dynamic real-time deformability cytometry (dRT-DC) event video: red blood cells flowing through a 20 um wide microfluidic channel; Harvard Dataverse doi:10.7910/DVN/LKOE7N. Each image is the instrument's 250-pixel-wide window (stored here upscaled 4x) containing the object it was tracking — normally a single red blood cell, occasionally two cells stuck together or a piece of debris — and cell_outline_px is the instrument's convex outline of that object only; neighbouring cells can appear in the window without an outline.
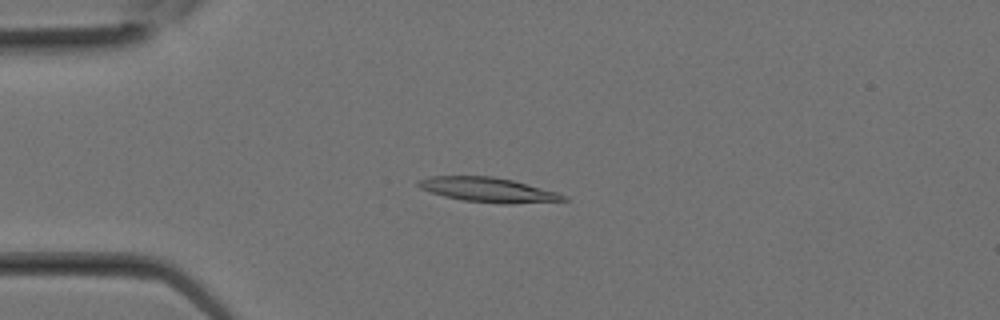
{"species": "Egyptian fruit bat (a non-hibernating species)", "species_latin": "Rousettus aegyptiacus", "temperature_condition": "room temperature", "stored_images_in_passage": 10, "camera_frame_rate_fps": 3000, "um_per_image_px": 0.085, "animal": {"sex": "female"}, "frame": {"image": 1, "passage_image": 7, "time_ms": 2.0, "image_size_px": [1000, 320], "cell_outline_px": [[568, 200], [512, 204], [500, 204], [460, 200], [444, 196], [420, 188], [416, 184], [416, 180], [432, 176], [492, 176], [512, 180], [528, 184], [556, 192], [568, 196]], "centroid_in_image_um": [41.48, 16.14], "position_along_channel_um": 43.5, "area_um2": 20.87}}
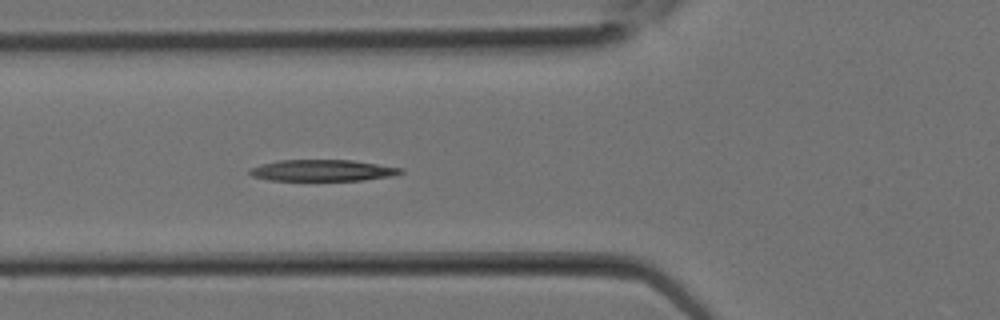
{"frame": {"image": 2, "passage_image": 10, "time_ms": 3.0, "image_size_px": [1000, 320], "cell_outline_px": [[404, 172], [392, 176], [360, 180], [268, 180], [252, 176], [248, 172], [248, 168], [280, 160], [352, 160], [404, 168]], "centroid_in_image_um": [27.42, 14.48], "position_along_channel_um": 98.4, "area_um2": 18.73}}